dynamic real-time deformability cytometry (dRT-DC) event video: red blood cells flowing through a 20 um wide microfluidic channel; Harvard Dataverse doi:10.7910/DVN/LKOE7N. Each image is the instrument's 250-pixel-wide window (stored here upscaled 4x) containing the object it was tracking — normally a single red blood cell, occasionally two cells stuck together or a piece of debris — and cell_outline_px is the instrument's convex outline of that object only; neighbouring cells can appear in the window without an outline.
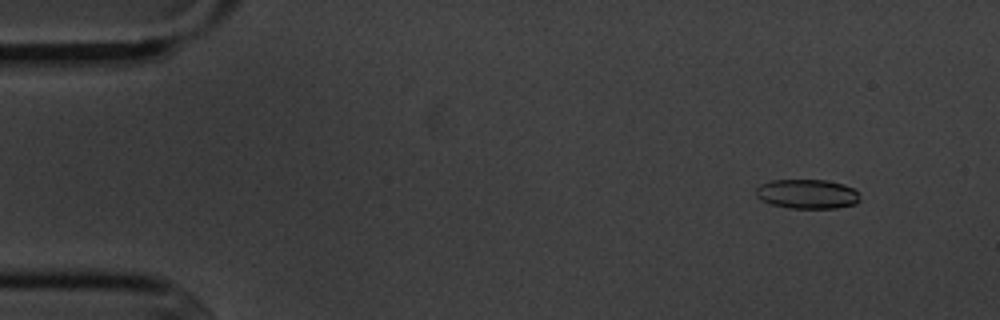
{"species": "common noctule bat (a hibernating species)", "species_latin": "Nyctalus noctula", "temperature_condition": "cold", "stored_images_in_passage": 4, "camera_frame_rate_fps": 3000, "um_per_image_px": 0.085, "animal": {"sex": "male", "body_mass_g": 20.1, "forearm_length_mm": 53.5}, "frame": {"image": 1, "passage_image": 1, "time_ms": 0.0, "image_size_px": [1000, 320], "cell_outline_px": [[860, 200], [856, 204], [836, 208], [788, 208], [772, 204], [760, 200], [756, 196], [756, 188], [760, 184], [768, 180], [828, 180], [844, 184], [860, 192]], "centroid_in_image_um": [68.62, 16.48], "position_along_channel_um": 16.4, "area_um2": 18.09}}
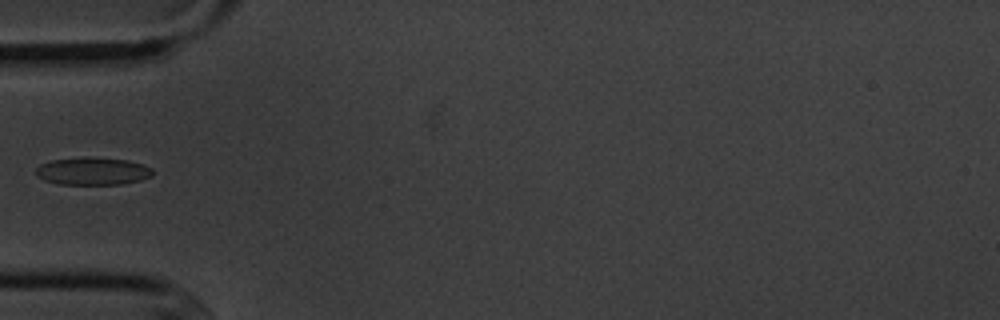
{"frame": {"image": 2, "passage_image": 4, "time_ms": 4.333, "image_size_px": [1000, 320], "cell_outline_px": [[152, 176], [140, 180], [120, 184], [60, 184], [44, 180], [36, 176], [36, 168], [40, 164], [52, 160], [80, 156], [88, 156], [128, 160], [144, 164], [152, 168]], "centroid_in_image_um": [7.87, 14.53], "position_along_channel_um": 77.1, "area_um2": 19.02}}